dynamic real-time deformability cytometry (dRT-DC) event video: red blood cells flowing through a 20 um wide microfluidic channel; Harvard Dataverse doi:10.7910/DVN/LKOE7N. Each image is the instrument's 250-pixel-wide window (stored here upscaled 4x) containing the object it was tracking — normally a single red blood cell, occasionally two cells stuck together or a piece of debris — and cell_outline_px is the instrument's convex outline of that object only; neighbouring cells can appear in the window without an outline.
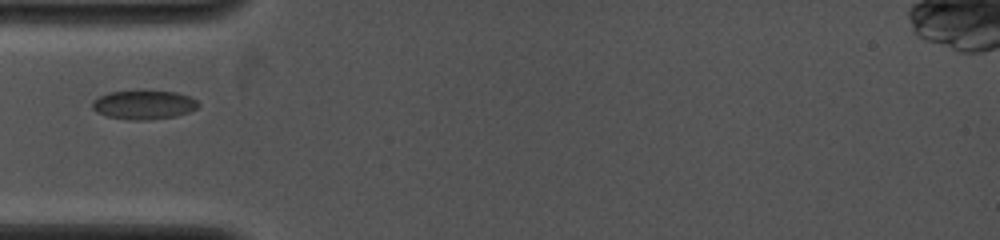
{"species": "common noctule bat (a hibernating species)", "species_latin": "Nyctalus noctula", "temperature_condition": "cold", "stored_images_in_passage": 5, "camera_frame_rate_fps": 4000, "um_per_image_px": 0.085, "animal": {"sex": "female", "body_mass_g": 19.0, "forearm_length_mm": 53.3}, "frame": {"image": 1, "passage_image": 1, "time_ms": 0.0, "image_size_px": [1000, 240], "cell_outline_px": [[200, 104], [196, 108], [188, 112], [176, 116], [148, 120], [128, 120], [108, 116], [96, 112], [92, 108], [92, 100], [108, 92], [136, 88], [176, 92], [188, 96], [196, 100]], "centroid_in_image_um": [12.19, 8.86], "position_along_channel_um": 72.8, "area_um2": 18.55}}
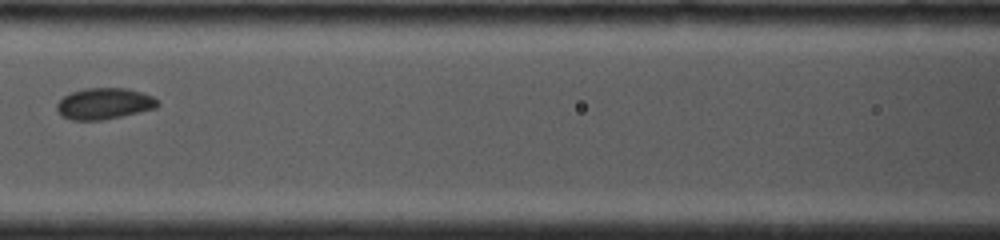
{"frame": {"image": 2, "passage_image": 3, "time_ms": 2.0, "image_size_px": [1000, 240], "cell_outline_px": [[160, 104], [156, 108], [104, 120], [72, 120], [60, 116], [56, 108], [56, 104], [64, 96], [72, 92], [84, 88], [124, 88], [140, 92], [152, 96], [160, 100]], "centroid_in_image_um": [8.85, 8.81], "position_along_channel_um": 157.7, "area_um2": 18.44}}
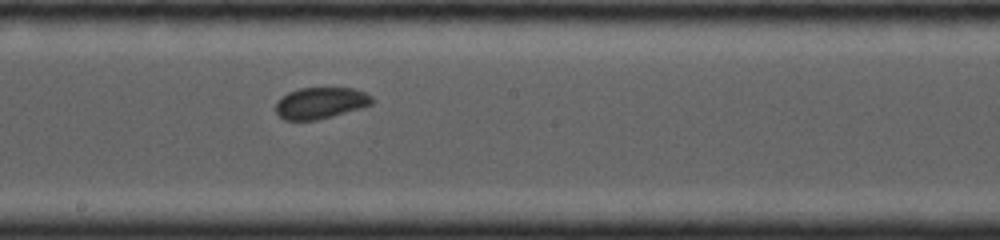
{"frame": {"image": 3, "passage_image": 5, "time_ms": 3.5, "image_size_px": [1000, 240], "cell_outline_px": [[376, 100], [372, 104], [360, 108], [332, 116], [316, 120], [284, 120], [276, 112], [276, 100], [288, 92], [300, 88], [352, 88], [364, 92], [372, 96]], "centroid_in_image_um": [27.24, 8.75], "position_along_channel_um": 221.0, "area_um2": 17.63}}